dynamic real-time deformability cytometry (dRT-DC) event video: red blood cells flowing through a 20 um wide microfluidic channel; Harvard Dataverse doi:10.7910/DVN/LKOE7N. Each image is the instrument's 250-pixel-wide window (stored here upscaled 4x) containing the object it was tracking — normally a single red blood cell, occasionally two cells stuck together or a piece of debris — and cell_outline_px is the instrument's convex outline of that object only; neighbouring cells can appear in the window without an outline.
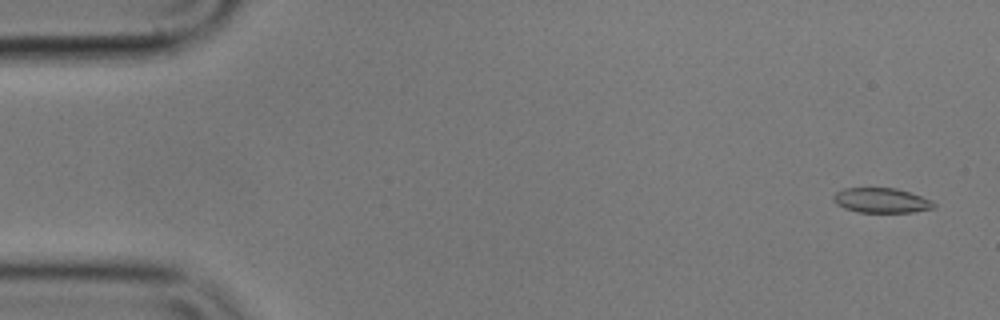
{"species": "common noctule bat (a hibernating species)", "species_latin": "Nyctalus noctula", "temperature_condition": "cold", "stored_images_in_passage": 56, "camera_frame_rate_fps": 3000, "um_per_image_px": 0.085, "animal": {"sex": "male", "body_mass_g": 17.9}, "frame": {"image": 1, "passage_image": 3, "time_ms": 0.667, "image_size_px": [1000, 320], "cell_outline_px": [[936, 204], [932, 208], [912, 212], [856, 212], [844, 208], [836, 204], [832, 200], [832, 196], [836, 192], [844, 188], [896, 188], [932, 200]], "centroid_in_image_um": [74.86, 17.03], "position_along_channel_um": 10.1, "area_um2": 14.51}}
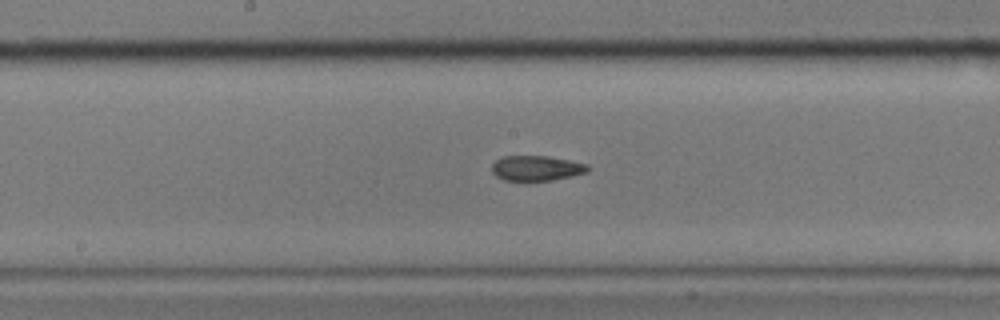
{"frame": {"image": 2, "passage_image": 29, "time_ms": 9.333, "image_size_px": [1000, 320], "cell_outline_px": [[592, 168], [588, 172], [572, 176], [552, 180], [504, 180], [496, 176], [492, 172], [492, 164], [496, 160], [504, 156], [548, 156], [588, 164]], "centroid_in_image_um": [45.63, 14.29], "position_along_channel_um": 202.6, "area_um2": 14.05}}
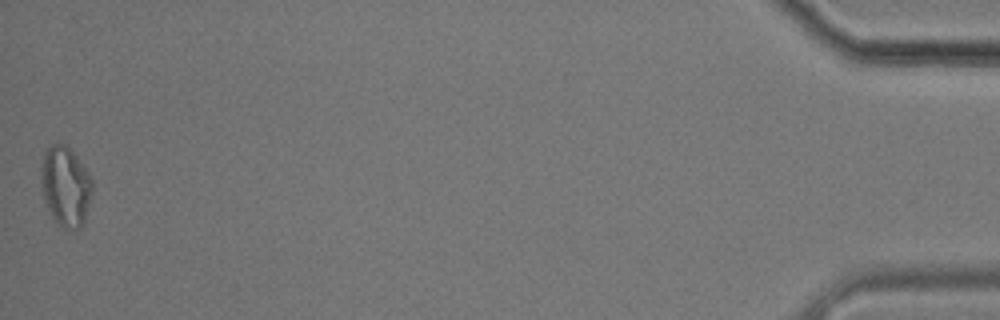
{"frame": {"image": 3, "passage_image": 56, "time_ms": 18.333, "image_size_px": [1000, 320], "cell_outline_px": [[92, 192], [84, 224], [80, 228], [72, 232], [64, 228], [52, 216], [48, 208], [44, 196], [40, 176], [40, 168], [44, 152], [56, 140], [64, 144], [76, 156], [92, 176]], "centroid_in_image_um": [5.59, 15.83], "position_along_channel_um": 429.6, "area_um2": 24.04}, "authors_computed_cell_mechanics": {"area_um2": 15.028, "velocity_mm_per_s": 3.5827, "shape_relaxation_time_tau1_ms": null, "shape_relaxation_time_tau2_ms": 3.2354, "deformation_change_tau1": null, "deformation_change_tau2": 0.0736}}